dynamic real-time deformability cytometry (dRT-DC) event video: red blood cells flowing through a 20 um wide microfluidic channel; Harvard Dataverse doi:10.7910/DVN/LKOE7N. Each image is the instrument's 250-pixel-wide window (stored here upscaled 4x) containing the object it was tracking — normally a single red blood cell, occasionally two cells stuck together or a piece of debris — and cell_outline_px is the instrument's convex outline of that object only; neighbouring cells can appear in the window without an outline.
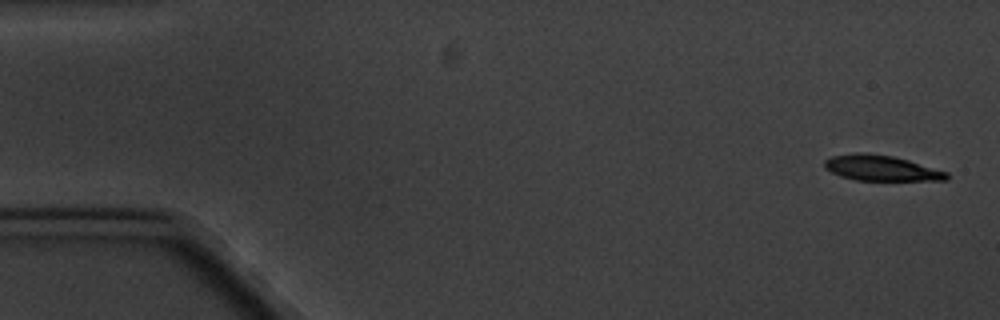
{"species": "common noctule bat (a hibernating species)", "species_latin": "Nyctalus noctula", "temperature_condition": "cold", "stored_images_in_passage": 9, "camera_frame_rate_fps": 3000, "um_per_image_px": 0.085, "animal": {"sex": "male", "body_mass_g": 20.1, "forearm_length_mm": 53.5}, "frame": {"image": 1, "passage_image": 1, "time_ms": 0.0, "image_size_px": [1000, 320], "cell_outline_px": [[948, 180], [856, 180], [840, 176], [824, 168], [824, 160], [832, 156], [856, 152], [868, 152], [892, 156], [908, 160], [948, 172]], "centroid_in_image_um": [74.87, 14.27], "position_along_channel_um": 10.1, "area_um2": 18.15}}